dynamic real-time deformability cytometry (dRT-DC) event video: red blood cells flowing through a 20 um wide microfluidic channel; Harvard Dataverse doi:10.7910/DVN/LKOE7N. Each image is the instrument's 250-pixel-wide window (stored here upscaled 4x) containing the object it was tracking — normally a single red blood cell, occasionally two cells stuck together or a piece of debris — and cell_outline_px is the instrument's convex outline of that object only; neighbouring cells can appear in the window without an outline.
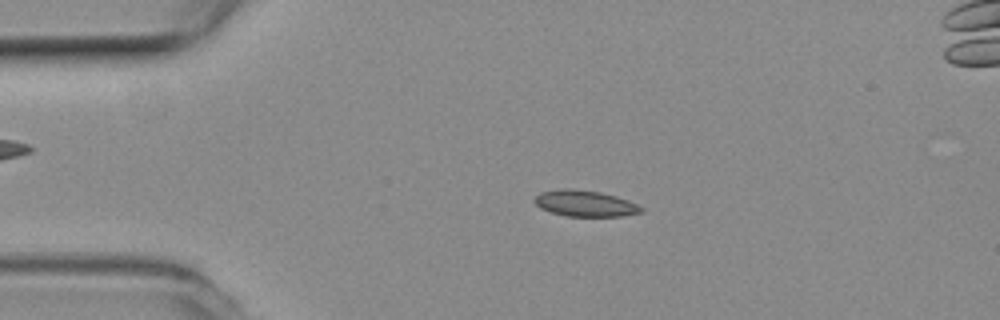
{"species": "common noctule bat (a hibernating species)", "species_latin": "Nyctalus noctula", "temperature_condition": "room temperature", "stored_images_in_passage": 54, "camera_frame_rate_fps": 3000, "um_per_image_px": 0.085, "animal": {"sex": "female", "body_mass_g": 19.3, "forearm_length_mm": 54.1}, "frame": {"image": 1, "passage_image": 11, "time_ms": 3.333, "image_size_px": [1000, 320], "cell_outline_px": [[644, 212], [620, 216], [564, 216], [540, 208], [532, 200], [540, 192], [564, 188], [568, 188], [600, 192], [616, 196], [628, 200], [644, 208]], "centroid_in_image_um": [49.72, 17.29], "position_along_channel_um": 35.3, "area_um2": 16.24}}
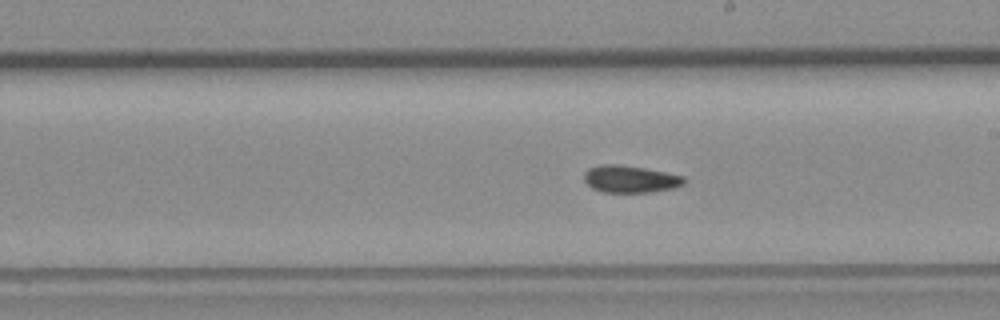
{"frame": {"image": 2, "passage_image": 30, "time_ms": 9.667, "image_size_px": [1000, 320], "cell_outline_px": [[688, 180], [684, 184], [672, 188], [648, 192], [604, 192], [592, 188], [584, 180], [584, 172], [588, 168], [600, 164], [616, 164], [644, 168], [684, 176]], "centroid_in_image_um": [53.56, 15.21], "position_along_channel_um": 235.4, "area_um2": 15.78}}
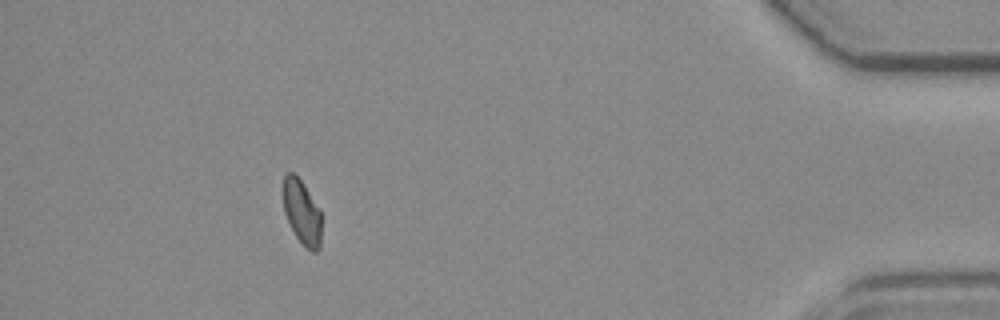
{"frame": {"image": 3, "passage_image": 49, "time_ms": 16.0, "image_size_px": [1000, 320], "cell_outline_px": [[320, 248], [316, 252], [312, 252], [296, 236], [284, 212], [284, 176], [288, 172], [292, 172], [304, 184], [320, 208]], "centroid_in_image_um": [25.68, 18.02], "position_along_channel_um": 409.5, "area_um2": 14.05}, "authors_computed_cell_mechanics": {"area_um2": 15.7216, "velocity_mm_per_s": 3.7288, "shape_relaxation_time_tau1_ms": null, "shape_relaxation_time_tau2_ms": 4.3511, "deformation_change_tau1": null, "deformation_change_tau2": 0.0765}}